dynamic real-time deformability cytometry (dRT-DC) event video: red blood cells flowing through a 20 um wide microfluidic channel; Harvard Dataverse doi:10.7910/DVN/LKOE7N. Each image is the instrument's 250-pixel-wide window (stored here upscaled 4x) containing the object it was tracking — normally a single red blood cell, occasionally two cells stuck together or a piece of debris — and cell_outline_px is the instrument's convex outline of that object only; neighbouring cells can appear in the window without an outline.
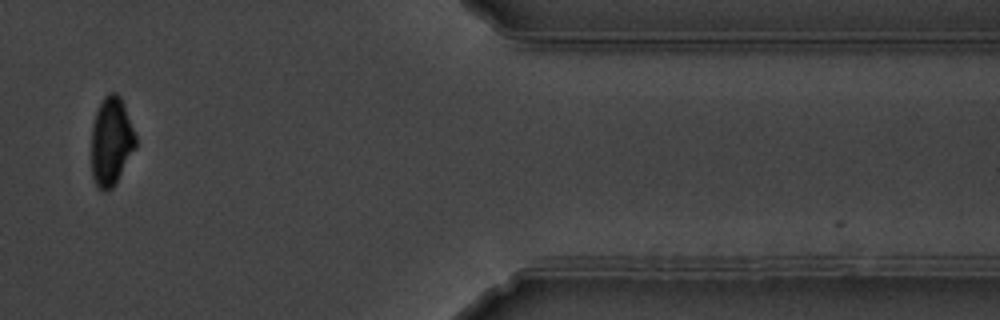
{"species": "common noctule bat (a hibernating species)", "species_latin": "Nyctalus noctula", "temperature_condition": "warm", "stored_images_in_passage": 15, "camera_frame_rate_fps": 3000, "um_per_image_px": 0.085, "animal": {"sex": "male", "body_mass_g": 19.5, "forearm_length_mm": 54.6}, "frame": {"image": 1, "passage_image": 13, "time_ms": 15.667, "image_size_px": [1000, 320], "cell_outline_px": [[136, 148], [116, 184], [112, 188], [104, 192], [96, 184], [92, 176], [92, 124], [100, 100], [108, 92], [116, 92], [120, 96], [136, 136]], "centroid_in_image_um": [9.45, 12.02], "position_along_channel_um": 401.9, "area_um2": 22.95}, "authors_computed_cell_mechanics": {"area_um2": 23.0622, "velocity_mm_per_s": 3.7221, "shape_relaxation_time_tau1_ms": 3.1135, "shape_relaxation_time_tau2_ms": null, "deformation_change_tau1": 0.1173, "deformation_change_tau2": null}}